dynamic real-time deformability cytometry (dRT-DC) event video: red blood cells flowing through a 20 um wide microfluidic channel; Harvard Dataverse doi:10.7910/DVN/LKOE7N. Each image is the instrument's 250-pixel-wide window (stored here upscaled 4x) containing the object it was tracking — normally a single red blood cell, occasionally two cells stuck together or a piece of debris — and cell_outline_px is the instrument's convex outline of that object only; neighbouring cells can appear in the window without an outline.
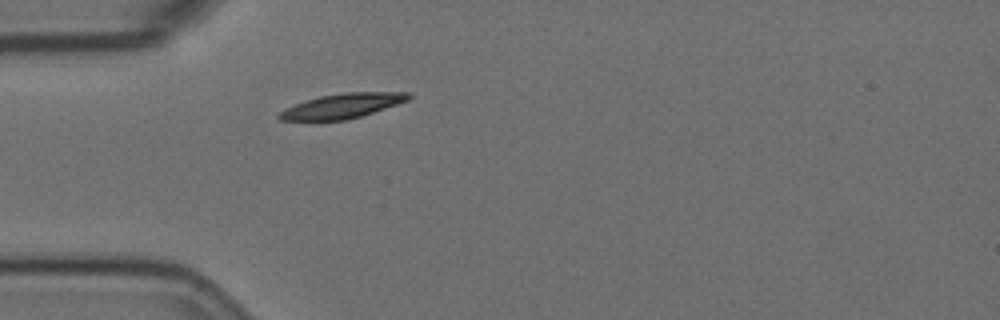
{"species": "Egyptian fruit bat (a non-hibernating species)", "species_latin": "Rousettus aegyptiacus", "temperature_condition": "room temperature", "stored_images_in_passage": 1, "camera_frame_rate_fps": 3000, "um_per_image_px": 0.085, "animal": {"sex": "female"}, "frame": {"image": 1, "passage_image": 1, "time_ms": 0.0, "image_size_px": [1000, 320], "cell_outline_px": [[412, 96], [408, 100], [348, 120], [280, 120], [276, 116], [284, 108], [304, 100], [320, 96], [344, 92], [412, 92]], "centroid_in_image_um": [29.07, 8.99], "position_along_channel_um": 55.9, "area_um2": 18.55}}